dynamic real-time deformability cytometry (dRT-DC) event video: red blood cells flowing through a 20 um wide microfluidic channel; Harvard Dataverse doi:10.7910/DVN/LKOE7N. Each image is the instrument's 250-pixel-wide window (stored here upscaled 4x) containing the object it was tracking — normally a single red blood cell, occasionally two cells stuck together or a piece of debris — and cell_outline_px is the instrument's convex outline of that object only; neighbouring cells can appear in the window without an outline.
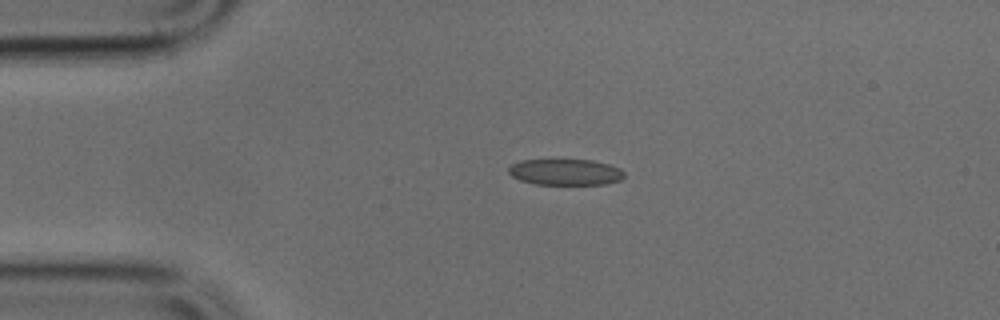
{"species": "common noctule bat (a hibernating species)", "species_latin": "Nyctalus noctula", "temperature_condition": "cold", "stored_images_in_passage": 39, "camera_frame_rate_fps": 3000, "um_per_image_px": 0.085, "animal": {"sex": "male", "body_mass_g": 17.9, "forearm_length_mm": 54.2}, "frame": {"image": 1, "passage_image": 1, "time_ms": 0.0, "image_size_px": [1000, 320], "cell_outline_px": [[624, 176], [620, 180], [604, 184], [536, 184], [520, 180], [512, 176], [508, 172], [508, 168], [512, 164], [520, 160], [592, 160], [608, 164], [620, 168], [624, 172]], "centroid_in_image_um": [48.05, 14.62], "position_along_channel_um": 36.9, "area_um2": 17.51}}
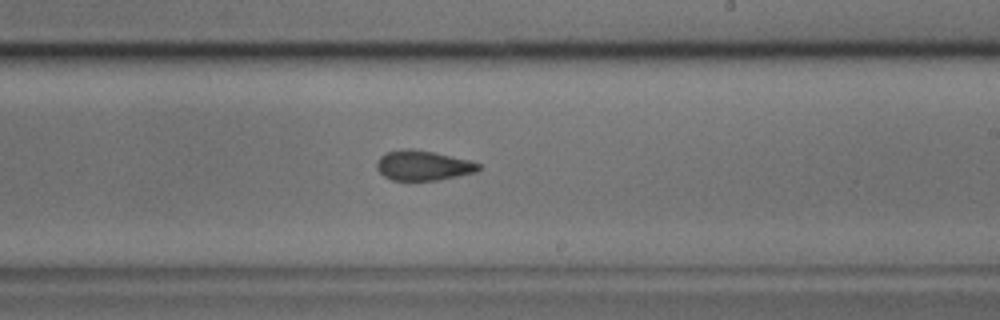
{"frame": {"image": 2, "passage_image": 19, "time_ms": 6.0, "image_size_px": [1000, 320], "cell_outline_px": [[480, 168], [476, 172], [436, 180], [392, 180], [384, 176], [376, 168], [376, 164], [380, 156], [388, 152], [408, 148], [432, 152], [472, 160], [480, 164]], "centroid_in_image_um": [35.97, 14.06], "position_along_channel_um": 253.0, "area_um2": 17.57}}
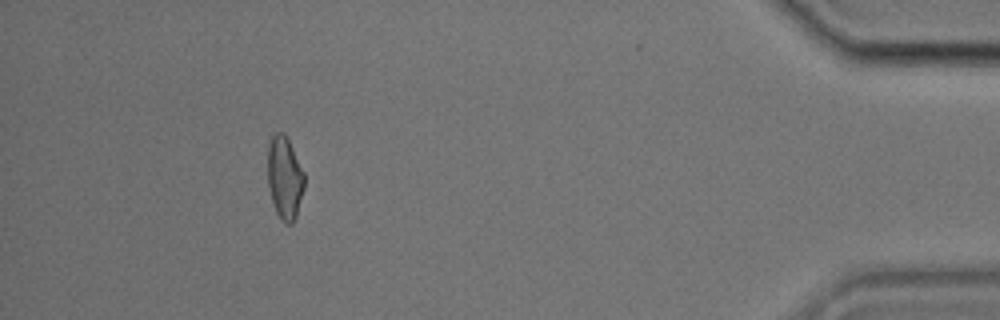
{"frame": {"image": 3, "passage_image": 35, "time_ms": 11.333, "image_size_px": [1000, 320], "cell_outline_px": [[304, 188], [296, 216], [292, 224], [284, 224], [280, 220], [276, 212], [268, 188], [268, 136], [276, 132], [284, 132], [288, 136], [304, 172]], "centroid_in_image_um": [24.19, 15.06], "position_along_channel_um": 411.0, "area_um2": 18.15}}